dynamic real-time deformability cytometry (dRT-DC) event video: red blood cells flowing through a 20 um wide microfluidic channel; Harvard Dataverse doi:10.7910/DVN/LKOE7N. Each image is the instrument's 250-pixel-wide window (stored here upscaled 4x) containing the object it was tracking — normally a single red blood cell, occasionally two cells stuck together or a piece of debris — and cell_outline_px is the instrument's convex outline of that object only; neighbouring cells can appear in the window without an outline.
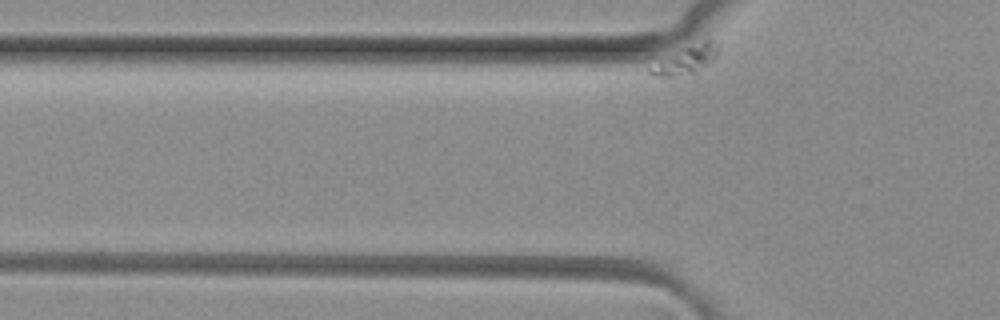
{"species": "common noctule bat (a hibernating species)", "species_latin": "Nyctalus noctula", "temperature_condition": "room temperature", "stored_images_in_passage": 6, "camera_frame_rate_fps": 3000, "um_per_image_px": 0.085, "animal": {"sex": "female", "body_mass_g": 29.2, "forearm_length_mm": 56.3}, "frame": {"image": 1, "passage_image": 6, "time_ms": 1.667, "image_size_px": [1000, 320], "cell_outline_px": [[720, 52], [696, 76], [652, 76], [648, 72], [648, 68], [704, 32], [708, 32], [720, 44]], "centroid_in_image_um": [58.49, 4.93], "position_along_channel_um": 67.3, "area_um2": 12.95}}